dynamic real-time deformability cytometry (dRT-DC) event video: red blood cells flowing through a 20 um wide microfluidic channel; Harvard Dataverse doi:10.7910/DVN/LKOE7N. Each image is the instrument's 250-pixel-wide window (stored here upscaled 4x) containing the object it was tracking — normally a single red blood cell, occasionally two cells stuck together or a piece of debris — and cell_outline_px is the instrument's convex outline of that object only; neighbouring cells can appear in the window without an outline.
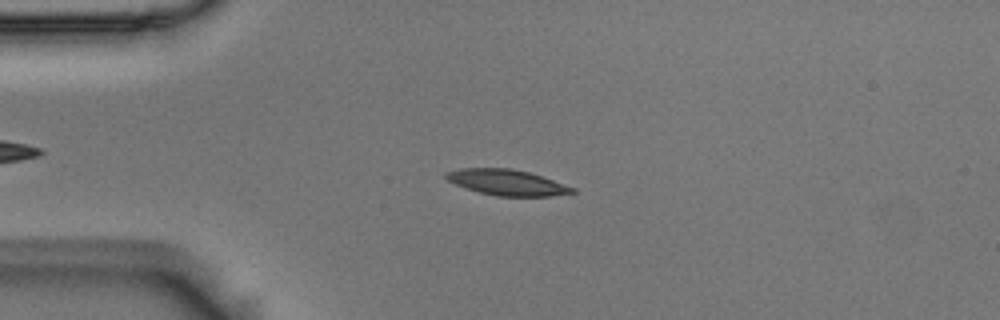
{"species": "Egyptian fruit bat (a non-hibernating species)", "species_latin": "Rousettus aegyptiacus", "temperature_condition": "room temperature", "stored_images_in_passage": 51, "camera_frame_rate_fps": 3000, "um_per_image_px": 0.085, "animal": {"sex": "male"}, "frame": {"image": 1, "passage_image": 10, "time_ms": 3.0, "image_size_px": [1000, 320], "cell_outline_px": [[576, 192], [552, 196], [496, 196], [480, 192], [456, 184], [448, 180], [444, 176], [444, 172], [460, 168], [512, 168], [528, 172], [576, 188]], "centroid_in_image_um": [43.08, 15.5], "position_along_channel_um": 41.9, "area_um2": 18.79}}
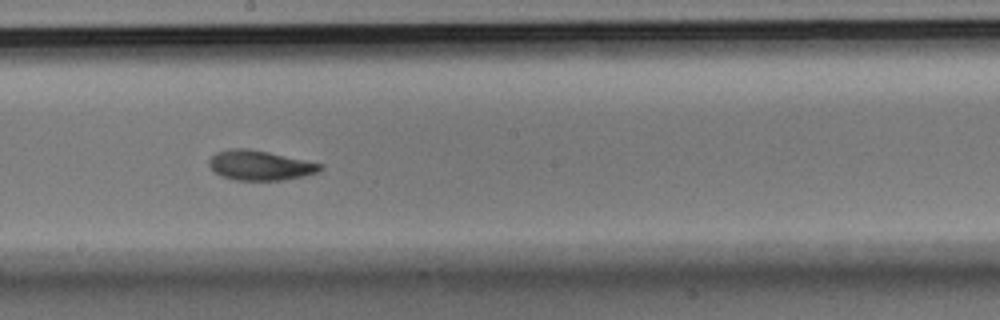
{"frame": {"image": 2, "passage_image": 27, "time_ms": 8.667, "image_size_px": [1000, 320], "cell_outline_px": [[324, 168], [316, 172], [304, 176], [284, 180], [236, 180], [220, 176], [208, 164], [208, 160], [216, 152], [232, 148], [248, 148], [268, 152], [324, 164]], "centroid_in_image_um": [22.1, 14.05], "position_along_channel_um": 226.1, "area_um2": 19.31}}
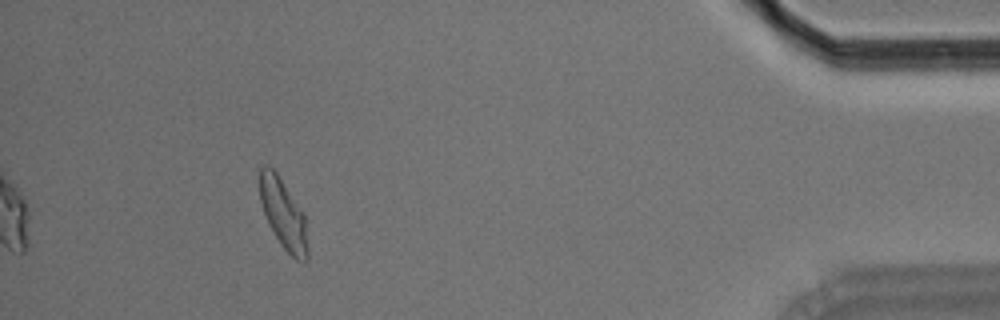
{"frame": {"image": 3, "passage_image": 47, "time_ms": 15.333, "image_size_px": [1000, 320], "cell_outline_px": [[308, 260], [304, 264], [296, 260], [280, 244], [268, 224], [260, 200], [260, 168], [264, 164], [268, 164], [276, 172], [304, 212], [308, 248]], "centroid_in_image_um": [24.1, 18.22], "position_along_channel_um": 411.1, "area_um2": 19.65}, "authors_computed_cell_mechanics": {"area_um2": 19.363, "velocity_mm_per_s": 3.653, "shape_relaxation_time_tau1_ms": 3.9367, "shape_relaxation_time_tau2_ms": 2.3334, "deformation_change_tau1": 0.1386, "deformation_change_tau2": 0.0784}}